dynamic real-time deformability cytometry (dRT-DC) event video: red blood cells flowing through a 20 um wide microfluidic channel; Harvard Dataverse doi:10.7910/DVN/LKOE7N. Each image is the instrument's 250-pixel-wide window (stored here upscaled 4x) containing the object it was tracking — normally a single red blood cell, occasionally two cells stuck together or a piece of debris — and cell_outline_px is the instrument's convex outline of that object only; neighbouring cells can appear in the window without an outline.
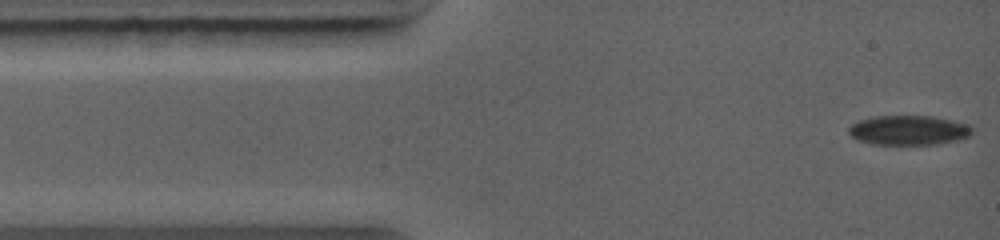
{"species": "common noctule bat (a hibernating species)", "species_latin": "Nyctalus noctula", "temperature_condition": "warm", "stored_images_in_passage": 6, "camera_frame_rate_fps": 5000, "um_per_image_px": 0.085, "animal": {"sex": "female", "body_mass_g": 19.0, "forearm_length_mm": 56.7}, "frame": {"image": 1, "passage_image": 1, "time_ms": 0.0, "image_size_px": [1000, 240], "cell_outline_px": [[972, 132], [968, 136], [956, 140], [936, 144], [872, 144], [856, 140], [848, 132], [848, 128], [852, 124], [860, 120], [872, 116], [932, 116], [952, 120], [968, 124], [972, 128]], "centroid_in_image_um": [77.2, 11.06], "position_along_channel_um": 7.8, "area_um2": 21.21}}
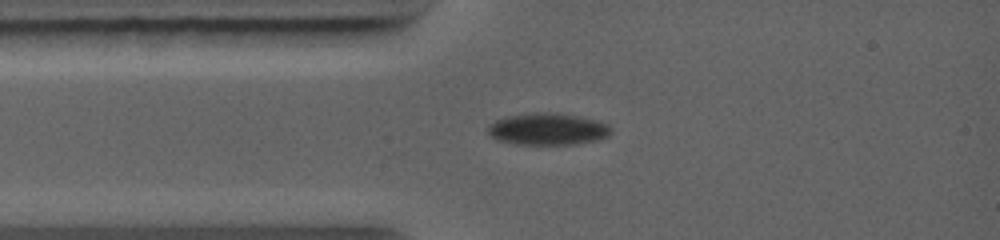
{"frame": {"image": 2, "passage_image": 4, "time_ms": 2.0, "image_size_px": [1000, 240], "cell_outline_px": [[612, 132], [608, 136], [600, 140], [576, 144], [516, 144], [496, 140], [488, 132], [488, 124], [496, 120], [508, 116], [536, 112], [548, 112], [580, 116], [600, 120], [608, 124], [612, 128]], "centroid_in_image_um": [46.61, 10.97], "position_along_channel_um": 38.4, "area_um2": 23.12}}
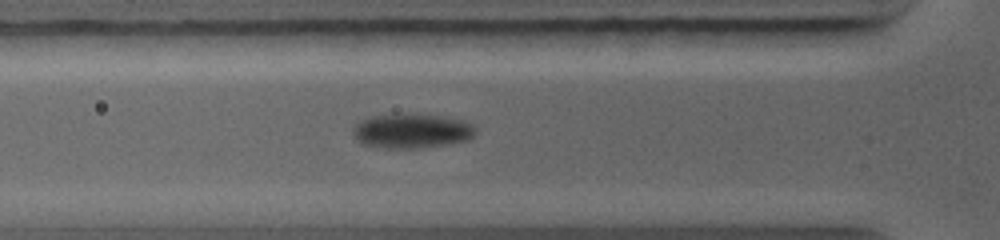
{"frame": {"image": 3, "passage_image": 6, "time_ms": 3.2, "image_size_px": [1000, 240], "cell_outline_px": [[476, 132], [468, 140], [448, 144], [416, 148], [388, 148], [360, 144], [352, 136], [352, 128], [356, 124], [372, 116], [440, 116], [464, 120], [472, 124], [476, 128]], "centroid_in_image_um": [35.0, 11.17], "position_along_channel_um": 90.8, "area_um2": 24.04}}